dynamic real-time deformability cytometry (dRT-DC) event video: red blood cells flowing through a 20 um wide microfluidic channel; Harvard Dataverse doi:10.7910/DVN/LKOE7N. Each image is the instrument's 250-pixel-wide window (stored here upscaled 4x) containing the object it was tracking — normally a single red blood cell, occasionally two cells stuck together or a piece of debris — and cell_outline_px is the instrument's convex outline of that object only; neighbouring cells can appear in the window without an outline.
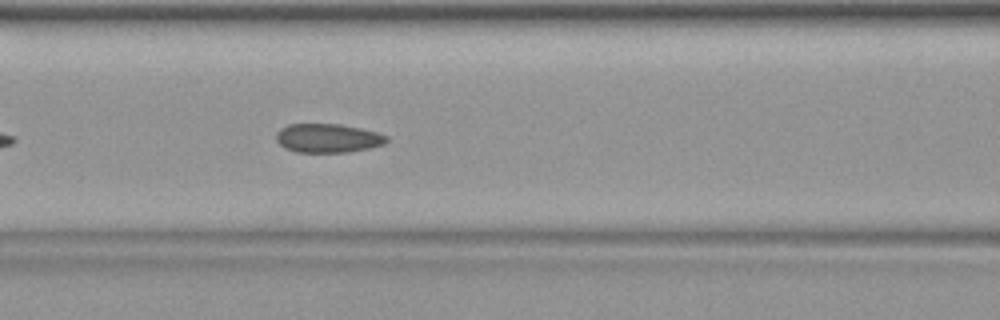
{"species": "common noctule bat (a hibernating species)", "species_latin": "Nyctalus noctula", "temperature_condition": "warm", "stored_images_in_passage": 27, "camera_frame_rate_fps": 3000, "um_per_image_px": 0.085, "animal": {"sex": "female", "body_mass_g": 19.9}, "frame": {"image": 1, "passage_image": 8, "time_ms": 2.333, "image_size_px": [1000, 320], "cell_outline_px": [[388, 140], [384, 144], [368, 148], [348, 152], [296, 152], [284, 148], [276, 140], [276, 132], [280, 128], [288, 124], [340, 124], [360, 128], [376, 132], [388, 136]], "centroid_in_image_um": [27.84, 11.74], "position_along_channel_um": 138.8, "area_um2": 18.61}}